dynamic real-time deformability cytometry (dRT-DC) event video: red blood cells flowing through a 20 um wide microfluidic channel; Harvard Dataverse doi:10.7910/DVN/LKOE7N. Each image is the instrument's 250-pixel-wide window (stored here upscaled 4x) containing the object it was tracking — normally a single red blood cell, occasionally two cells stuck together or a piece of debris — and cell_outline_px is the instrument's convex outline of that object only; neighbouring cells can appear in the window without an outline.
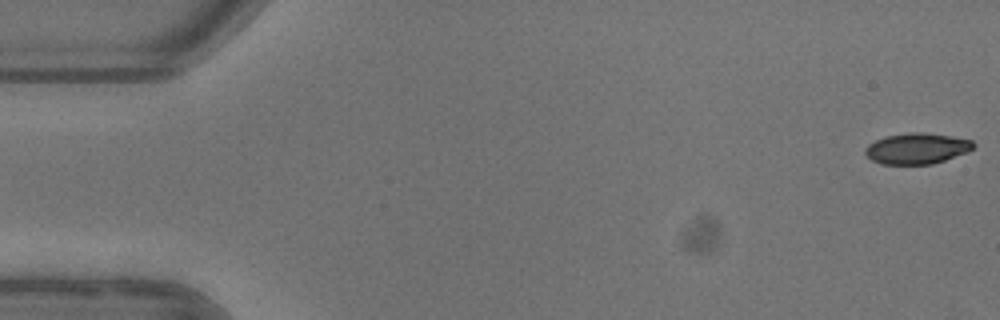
{"species": "common noctule bat (a hibernating species)", "species_latin": "Nyctalus noctula", "temperature_condition": "warm", "stored_images_in_passage": 10, "camera_frame_rate_fps": 3000, "um_per_image_px": 0.085, "animal": {"sex": "female"}, "frame": {"image": 1, "passage_image": 1, "time_ms": 0.0, "image_size_px": [1000, 320], "cell_outline_px": [[976, 144], [968, 152], [932, 164], [884, 164], [872, 160], [864, 152], [864, 148], [868, 144], [884, 136], [912, 132], [924, 132], [952, 136], [972, 140]], "centroid_in_image_um": [77.94, 12.61], "position_along_channel_um": 7.1, "area_um2": 19.48}}